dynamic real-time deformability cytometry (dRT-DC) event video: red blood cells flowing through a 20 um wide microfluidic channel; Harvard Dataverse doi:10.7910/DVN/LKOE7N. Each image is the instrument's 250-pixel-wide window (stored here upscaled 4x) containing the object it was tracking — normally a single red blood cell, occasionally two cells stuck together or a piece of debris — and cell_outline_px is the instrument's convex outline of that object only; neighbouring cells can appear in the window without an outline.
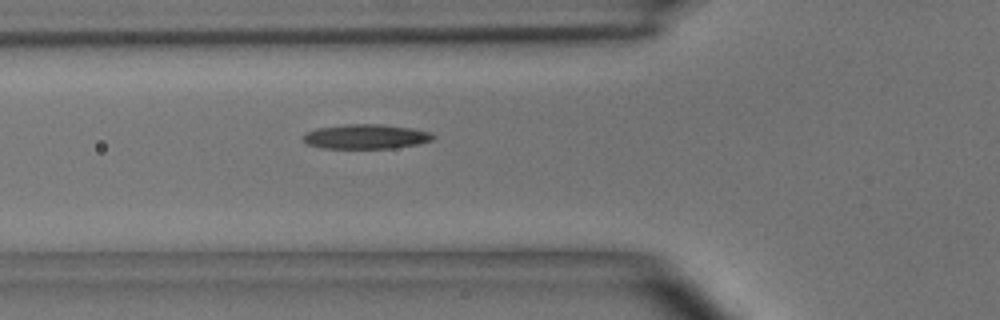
{"species": "common noctule bat (a hibernating species)", "species_latin": "Nyctalus noctula", "temperature_condition": "room temperature", "stored_images_in_passage": 5, "camera_frame_rate_fps": 3000, "um_per_image_px": 0.085, "animal": {"sex": "male", "body_mass_g": 15.6}, "frame": {"image": 1, "passage_image": 5, "time_ms": 4.667, "image_size_px": [1000, 320], "cell_outline_px": [[436, 136], [432, 140], [420, 144], [392, 148], [320, 148], [304, 144], [304, 132], [316, 128], [348, 124], [380, 124], [412, 128], [432, 132]], "centroid_in_image_um": [31.1, 11.61], "position_along_channel_um": 94.7, "area_um2": 18.84}}